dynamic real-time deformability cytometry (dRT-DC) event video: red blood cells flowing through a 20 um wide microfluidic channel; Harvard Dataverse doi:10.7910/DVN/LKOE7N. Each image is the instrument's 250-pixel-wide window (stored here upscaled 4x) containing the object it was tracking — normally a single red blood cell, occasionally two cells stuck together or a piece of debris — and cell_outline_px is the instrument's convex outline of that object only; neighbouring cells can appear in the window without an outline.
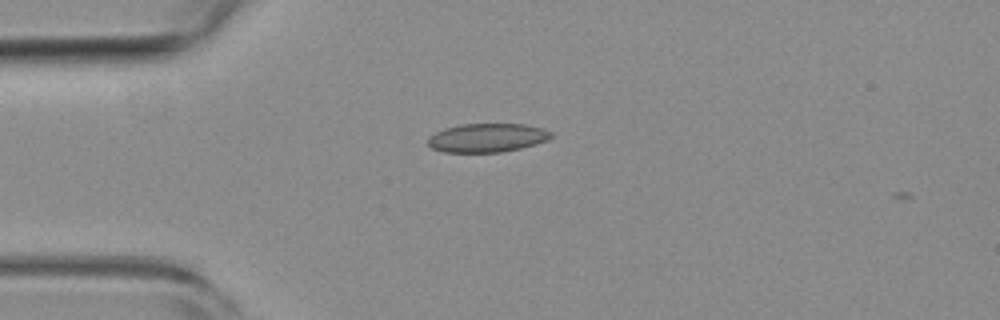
{"species": "common noctule bat (a hibernating species)", "species_latin": "Nyctalus noctula", "temperature_condition": "room temperature", "stored_images_in_passage": 3, "camera_frame_rate_fps": 3000, "um_per_image_px": 0.085, "animal": {"sex": "female", "body_mass_g": 19.3, "forearm_length_mm": 54.1}, "frame": {"image": 1, "passage_image": 1, "time_ms": 0.0, "image_size_px": [1000, 320], "cell_outline_px": [[552, 136], [548, 140], [536, 144], [520, 148], [500, 152], [444, 152], [432, 148], [428, 144], [428, 136], [444, 128], [460, 124], [524, 124], [544, 128], [552, 132]], "centroid_in_image_um": [41.42, 11.7], "position_along_channel_um": 43.6, "area_um2": 20.69}}